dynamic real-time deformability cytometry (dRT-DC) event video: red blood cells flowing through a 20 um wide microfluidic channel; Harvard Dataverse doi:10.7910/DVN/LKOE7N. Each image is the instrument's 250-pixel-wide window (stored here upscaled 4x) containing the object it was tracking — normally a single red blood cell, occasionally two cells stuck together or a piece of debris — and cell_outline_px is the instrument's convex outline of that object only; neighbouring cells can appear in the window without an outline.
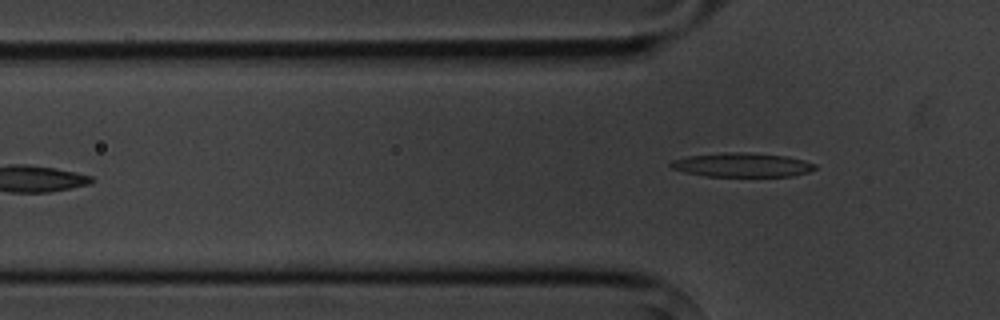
{"species": "common noctule bat (a hibernating species)", "species_latin": "Nyctalus noctula", "temperature_condition": "cold", "stored_images_in_passage": 6, "camera_frame_rate_fps": 3000, "um_per_image_px": 0.085, "animal": {"sex": "male", "body_mass_g": 20.1, "forearm_length_mm": 53.5}, "frame": {"image": 1, "passage_image": 6, "time_ms": 6.0, "image_size_px": [1000, 320], "cell_outline_px": [[816, 168], [808, 172], [792, 176], [708, 176], [684, 172], [672, 168], [668, 164], [672, 160], [688, 156], [724, 152], [744, 152], [784, 156], [804, 160], [816, 164]], "centroid_in_image_um": [63.06, 14.01], "position_along_channel_um": 62.7, "area_um2": 20.11}}